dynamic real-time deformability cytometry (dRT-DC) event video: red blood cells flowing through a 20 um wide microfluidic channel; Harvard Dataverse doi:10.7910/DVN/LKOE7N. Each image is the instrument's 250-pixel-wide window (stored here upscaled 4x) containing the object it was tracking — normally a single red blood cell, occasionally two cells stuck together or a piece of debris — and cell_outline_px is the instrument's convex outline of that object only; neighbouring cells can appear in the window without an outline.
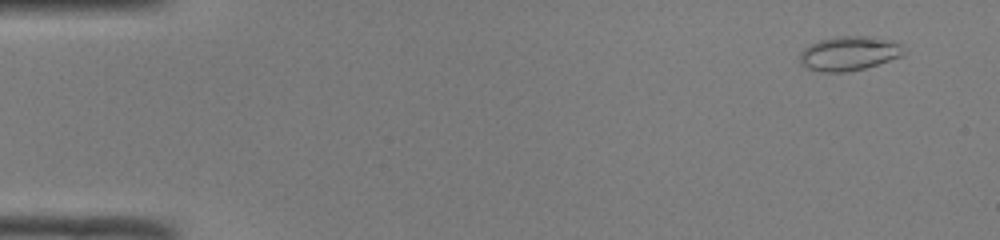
{"species": "common noctule bat (a hibernating species)", "species_latin": "Nyctalus noctula", "temperature_condition": "room temperature", "stored_images_in_passage": 49, "camera_frame_rate_fps": 3000, "um_per_image_px": 0.085, "animal": {"sex": "male", "body_mass_g": 19.0, "forearm_length_mm": 50.8}, "frame": {"image": 1, "passage_image": 3, "time_ms": 0.667, "image_size_px": [1000, 240], "cell_outline_px": [[908, 48], [900, 56], [864, 68], [848, 72], [820, 72], [808, 68], [800, 60], [800, 52], [804, 48], [820, 40], [836, 36], [864, 36], [900, 44]], "centroid_in_image_um": [72.14, 4.55], "position_along_channel_um": 12.9, "area_um2": 20.29}}
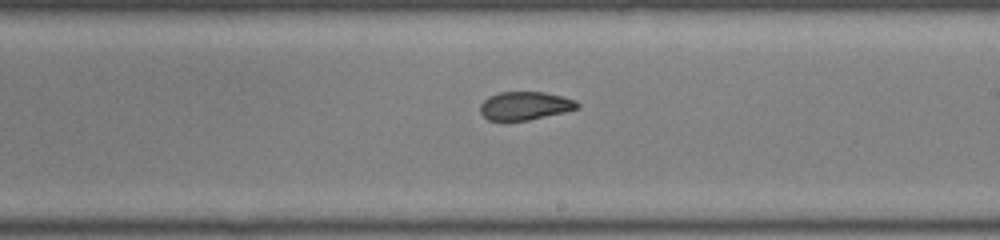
{"frame": {"image": 2, "passage_image": 29, "time_ms": 9.333, "image_size_px": [1000, 240], "cell_outline_px": [[580, 104], [576, 108], [564, 112], [528, 120], [488, 120], [480, 112], [480, 104], [488, 96], [500, 92], [544, 92], [576, 100]], "centroid_in_image_um": [44.59, 8.98], "position_along_channel_um": 244.4, "area_um2": 15.84}}
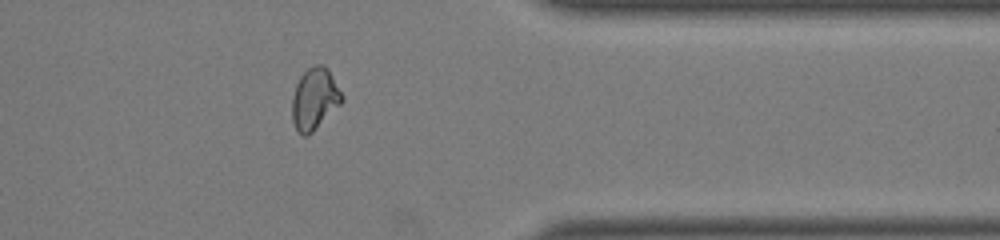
{"frame": {"image": 3, "passage_image": 40, "time_ms": 13.0, "image_size_px": [1000, 240], "cell_outline_px": [[344, 100], [308, 136], [300, 136], [292, 120], [292, 96], [296, 84], [300, 76], [308, 68], [316, 64], [324, 64], [328, 68], [344, 96]], "centroid_in_image_um": [26.74, 8.39], "position_along_channel_um": 384.7, "area_um2": 17.98}, "authors_computed_cell_mechanics": {"area_um2": 17.8602, "velocity_mm_per_s": 4.1304, "shape_relaxation_time_tau1_ms": null, "shape_relaxation_time_tau2_ms": 1.0307, "deformation_change_tau1": null, "deformation_change_tau2": 0.0568}}